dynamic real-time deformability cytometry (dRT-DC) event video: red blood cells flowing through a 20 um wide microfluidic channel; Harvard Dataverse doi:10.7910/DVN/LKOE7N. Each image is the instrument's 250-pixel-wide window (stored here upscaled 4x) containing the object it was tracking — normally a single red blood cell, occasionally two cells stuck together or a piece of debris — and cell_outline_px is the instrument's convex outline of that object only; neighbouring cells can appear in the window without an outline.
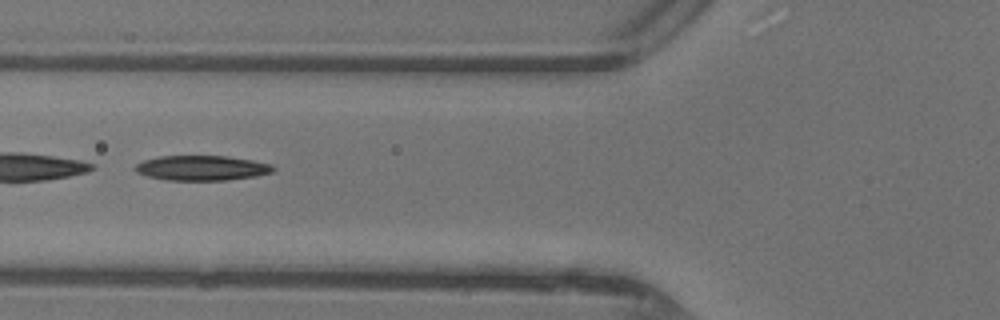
{"species": "common noctule bat (a hibernating species)", "species_latin": "Nyctalus noctula", "temperature_condition": "warm", "stored_images_in_passage": 34, "camera_frame_rate_fps": 3000, "um_per_image_px": 0.085, "animal": {"sex": "female"}, "frame": {"image": 1, "passage_image": 6, "time_ms": 1.667, "image_size_px": [1000, 320], "cell_outline_px": [[276, 168], [272, 172], [256, 176], [228, 180], [168, 180], [148, 176], [136, 172], [132, 168], [136, 164], [144, 160], [160, 156], [228, 156], [252, 160], [272, 164]], "centroid_in_image_um": [17.16, 14.27], "position_along_channel_um": 108.6, "area_um2": 20.11}}
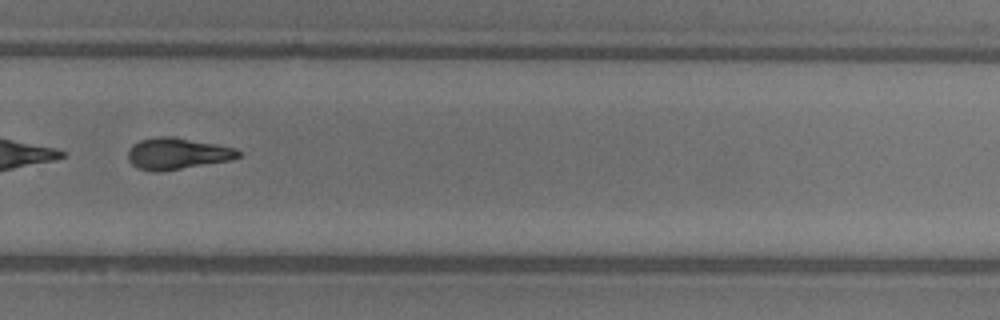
{"frame": {"image": 2, "passage_image": 20, "time_ms": 6.333, "image_size_px": [1000, 320], "cell_outline_px": [[240, 156], [232, 160], [160, 172], [152, 172], [136, 168], [128, 160], [128, 148], [132, 144], [140, 140], [160, 136], [172, 136], [216, 144], [236, 148], [240, 152]], "centroid_in_image_um": [15.04, 13.06], "position_along_channel_um": 314.8, "area_um2": 20.46}, "authors_computed_cell_mechanics": {"area_um2": 20.7213, "velocity_mm_per_s": 4.421, "shape_relaxation_time_tau1_ms": 4.0792, "shape_relaxation_time_tau2_ms": 7.3579, "deformation_change_tau1": 0.1903, "deformation_change_tau2": 0.1646}}